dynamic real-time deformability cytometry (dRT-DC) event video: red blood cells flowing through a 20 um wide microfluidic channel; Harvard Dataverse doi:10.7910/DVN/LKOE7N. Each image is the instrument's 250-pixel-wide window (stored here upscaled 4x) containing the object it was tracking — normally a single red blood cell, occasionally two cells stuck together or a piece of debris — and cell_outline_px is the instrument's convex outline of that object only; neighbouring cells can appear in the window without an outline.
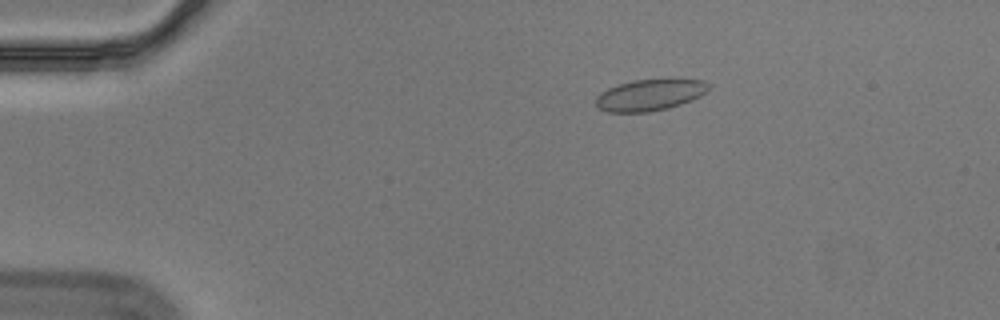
{"species": "Egyptian fruit bat (a non-hibernating species)", "species_latin": "Rousettus aegyptiacus", "temperature_condition": "cold", "stored_images_in_passage": 58, "segment_of_instrument_passage": [1, 2], "camera_frame_rate_fps": 3000, "um_per_image_px": 0.085, "animal": {"sex": "male"}, "frame": {"image": 1, "passage_image": 11, "time_ms": 3.333, "image_size_px": [1000, 320], "cell_outline_px": [[712, 84], [700, 96], [692, 100], [668, 108], [648, 112], [608, 112], [596, 108], [596, 96], [600, 92], [608, 88], [620, 84], [636, 80], [668, 76], [676, 76], [704, 80]], "centroid_in_image_um": [55.3, 8.01], "position_along_channel_um": 29.7, "area_um2": 21.5}}
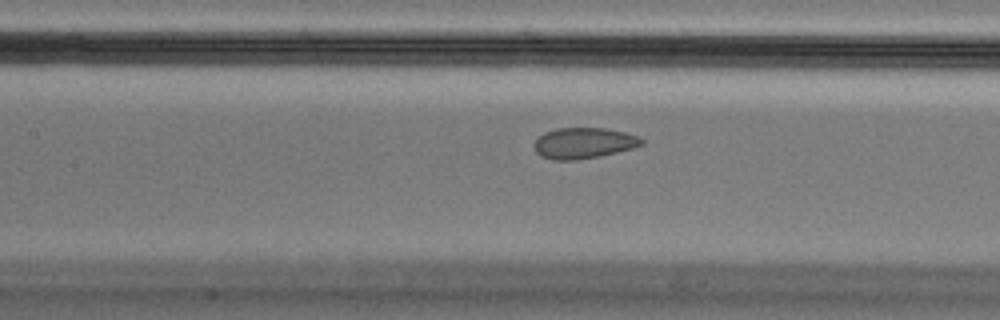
{"frame": {"image": 2, "passage_image": 27, "time_ms": 8.667, "image_size_px": [1000, 320], "cell_outline_px": [[644, 144], [632, 148], [600, 156], [576, 160], [552, 160], [540, 156], [536, 152], [532, 144], [544, 132], [556, 128], [604, 128], [624, 132], [640, 136], [644, 140]], "centroid_in_image_um": [49.6, 12.16], "position_along_channel_um": 157.8, "area_um2": 19.48}}
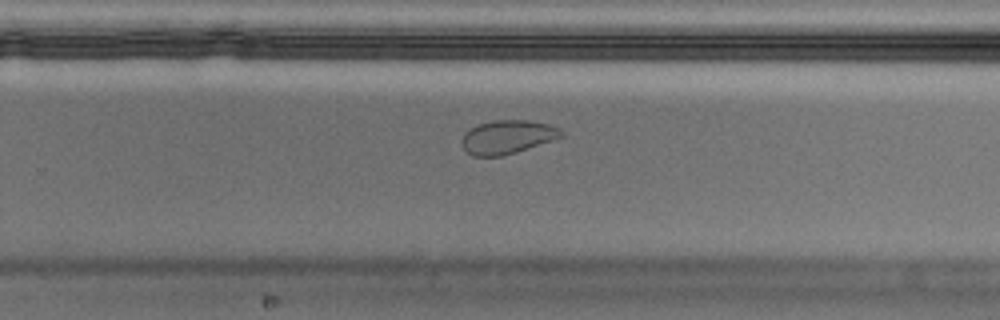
{"frame": {"image": 3, "passage_image": 38, "time_ms": 12.333, "image_size_px": [1000, 320], "cell_outline_px": [[564, 136], [516, 152], [500, 156], [472, 156], [460, 144], [460, 140], [464, 132], [476, 124], [496, 120], [528, 120], [548, 124], [560, 128], [564, 132]], "centroid_in_image_um": [43.1, 11.63], "position_along_channel_um": 286.7, "area_um2": 19.59}}